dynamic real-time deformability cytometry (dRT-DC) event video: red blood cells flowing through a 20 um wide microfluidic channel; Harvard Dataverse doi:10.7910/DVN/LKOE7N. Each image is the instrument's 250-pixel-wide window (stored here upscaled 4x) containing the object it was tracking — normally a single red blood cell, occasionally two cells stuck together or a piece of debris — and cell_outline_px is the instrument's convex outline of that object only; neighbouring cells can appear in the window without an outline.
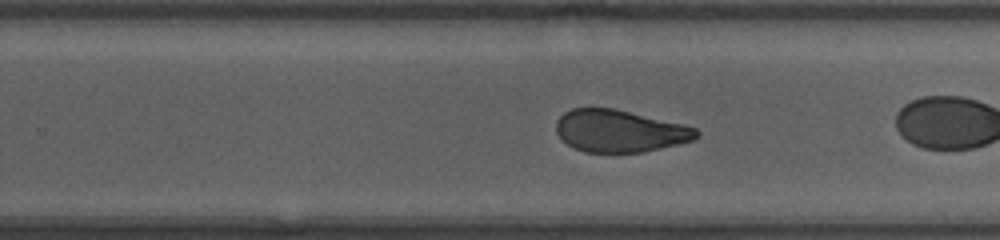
{"species": "human", "species_latin": "Homo sapiens", "temperature_condition": "room temperature", "stored_images_in_passage": 17, "camera_frame_rate_fps": 3000, "um_per_image_px": 0.085, "donor": {"sex": "female"}, "frame": {"image": 1, "passage_image": 12, "time_ms": 6.333, "image_size_px": [1000, 240], "cell_outline_px": [[700, 136], [692, 140], [680, 144], [644, 152], [584, 152], [568, 144], [556, 132], [556, 120], [564, 112], [572, 108], [612, 108], [684, 124], [696, 128], [700, 132]], "centroid_in_image_um": [52.7, 11.13], "position_along_channel_um": 277.1, "area_um2": 34.45}, "authors_computed_cell_mechanics": {"area_um2": 36.2406, "velocity_mm_per_s": 4.1076, "shape_relaxation_time_tau1_ms": null, "shape_relaxation_time_tau2_ms": 0.7814, "deformation_change_tau1": null, "deformation_change_tau2": 0.0589}}